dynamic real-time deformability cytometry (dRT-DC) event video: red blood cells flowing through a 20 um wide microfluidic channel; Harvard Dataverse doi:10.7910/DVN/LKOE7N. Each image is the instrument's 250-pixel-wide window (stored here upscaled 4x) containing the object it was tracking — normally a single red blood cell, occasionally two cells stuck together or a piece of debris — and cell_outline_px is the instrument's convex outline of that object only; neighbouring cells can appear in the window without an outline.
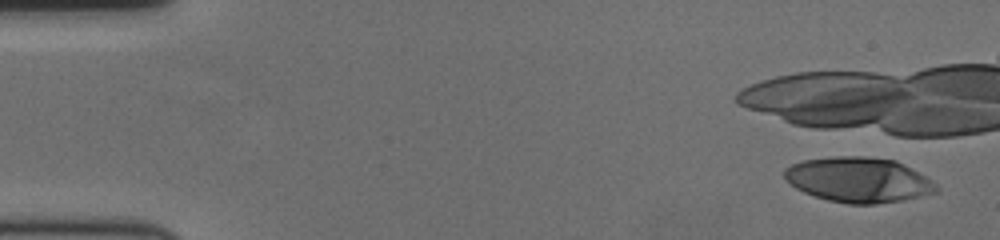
{"species": "human", "species_latin": "Homo sapiens", "temperature_condition": "cold", "stored_images_in_passage": 7, "camera_frame_rate_fps": 3000, "um_per_image_px": 0.085, "donor": {"sex": "female"}, "frame": {"image": 1, "passage_image": 3, "time_ms": 0.667, "image_size_px": [1000, 240], "cell_outline_px": [[936, 192], [900, 200], [876, 204], [848, 204], [828, 200], [804, 192], [796, 188], [784, 176], [784, 168], [792, 164], [804, 160], [832, 156], [864, 156], [896, 160], [924, 176], [936, 184]], "centroid_in_image_um": [72.93, 15.27], "position_along_channel_um": 12.1, "area_um2": 39.42}}